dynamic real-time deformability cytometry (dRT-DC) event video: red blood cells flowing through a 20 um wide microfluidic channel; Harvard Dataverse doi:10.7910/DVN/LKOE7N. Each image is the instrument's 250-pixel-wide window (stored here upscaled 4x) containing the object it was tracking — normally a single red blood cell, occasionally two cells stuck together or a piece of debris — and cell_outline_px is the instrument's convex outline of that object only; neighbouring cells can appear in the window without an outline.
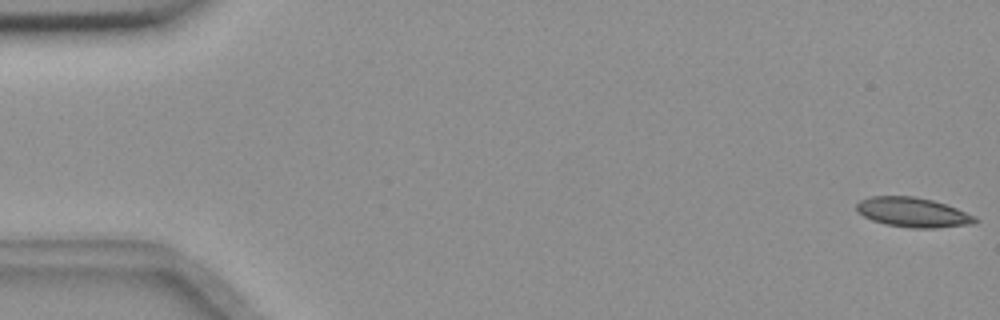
{"species": "common noctule bat (a hibernating species)", "species_latin": "Nyctalus noctula", "temperature_condition": "room temperature", "stored_images_in_passage": 9, "camera_frame_rate_fps": 3000, "um_per_image_px": 0.085, "animal": {"sex": "female", "body_mass_g": 18.4}, "frame": {"image": 1, "passage_image": 1, "time_ms": 0.0, "image_size_px": [1000, 320], "cell_outline_px": [[980, 220], [976, 224], [936, 228], [912, 228], [884, 224], [872, 220], [856, 212], [856, 204], [860, 200], [868, 196], [916, 196], [932, 200], [956, 208], [976, 216]], "centroid_in_image_um": [77.6, 18.05], "position_along_channel_um": 7.4, "area_um2": 20.75}}
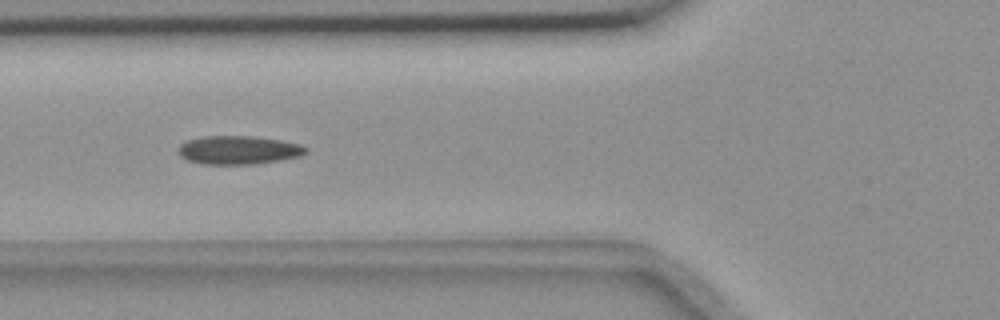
{"frame": {"image": 2, "passage_image": 6, "time_ms": 1.667, "image_size_px": [1000, 320], "cell_outline_px": [[308, 152], [300, 156], [280, 160], [256, 164], [204, 164], [188, 160], [180, 156], [176, 152], [176, 148], [184, 140], [204, 136], [252, 136], [280, 140], [300, 144], [308, 148]], "centroid_in_image_um": [20.23, 12.75], "position_along_channel_um": 105.6, "area_um2": 21.44}}
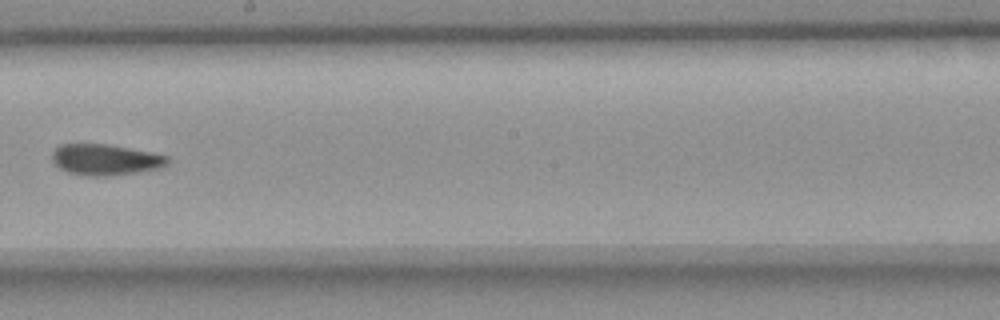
{"frame": {"image": 3, "passage_image": 9, "time_ms": 2.667, "image_size_px": [1000, 320], "cell_outline_px": [[168, 164], [164, 168], [108, 176], [84, 176], [68, 172], [60, 168], [52, 160], [52, 152], [60, 144], [108, 144], [152, 152], [168, 156]], "centroid_in_image_um": [8.98, 13.57], "position_along_channel_um": 239.2, "area_um2": 20.98}}